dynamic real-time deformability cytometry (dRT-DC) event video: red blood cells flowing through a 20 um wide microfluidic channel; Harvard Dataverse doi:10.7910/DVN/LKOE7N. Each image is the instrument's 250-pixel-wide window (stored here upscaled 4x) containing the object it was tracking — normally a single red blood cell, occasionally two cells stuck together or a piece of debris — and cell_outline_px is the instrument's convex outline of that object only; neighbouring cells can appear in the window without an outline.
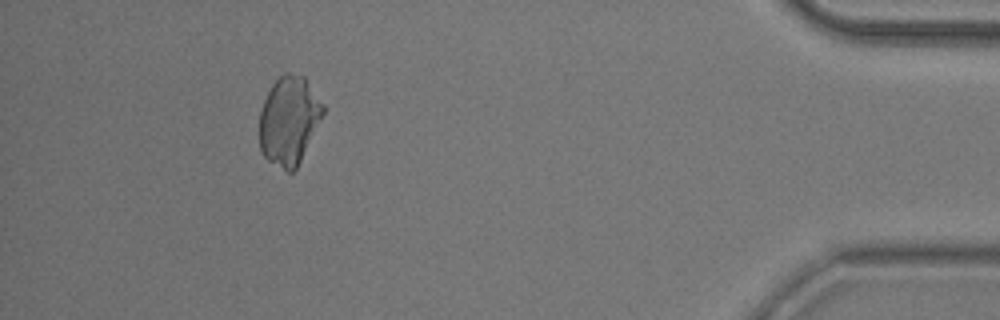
{"species": "common noctule bat (a hibernating species)", "species_latin": "Nyctalus noctula", "temperature_condition": "room temperature", "stored_images_in_passage": 49, "camera_frame_rate_fps": 3000, "um_per_image_px": 0.085, "animal": {"sex": "male", "body_mass_g": 20.5, "forearm_length_mm": 52.5}, "frame": {"image": 1, "passage_image": 48, "time_ms": 15.667, "image_size_px": [1000, 320], "cell_outline_px": [[324, 112], [296, 168], [292, 172], [288, 172], [268, 160], [264, 156], [260, 148], [260, 112], [264, 100], [272, 84], [284, 72], [288, 72], [304, 76], [324, 104]], "centroid_in_image_um": [24.56, 10.21], "position_along_channel_um": 410.6, "area_um2": 32.37}}